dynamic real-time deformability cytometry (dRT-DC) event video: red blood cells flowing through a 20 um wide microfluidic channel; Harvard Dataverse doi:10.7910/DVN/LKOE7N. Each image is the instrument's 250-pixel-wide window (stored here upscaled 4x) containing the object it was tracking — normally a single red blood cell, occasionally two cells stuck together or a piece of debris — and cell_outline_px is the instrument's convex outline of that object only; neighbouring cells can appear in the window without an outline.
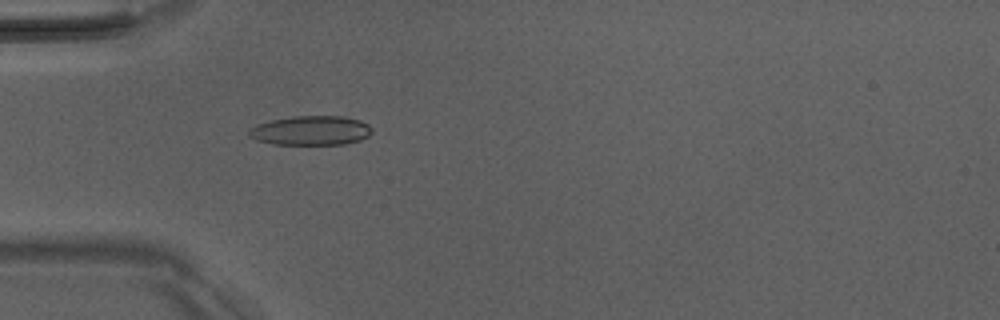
{"species": "Egyptian fruit bat (a non-hibernating species)", "species_latin": "Rousettus aegyptiacus", "temperature_condition": "room temperature", "stored_images_in_passage": 51, "camera_frame_rate_fps": 3000, "um_per_image_px": 0.085, "animal": {"sex": "male"}, "frame": {"image": 1, "passage_image": 16, "time_ms": 5.0, "image_size_px": [1000, 320], "cell_outline_px": [[372, 132], [368, 136], [360, 140], [344, 144], [276, 144], [256, 140], [248, 136], [248, 132], [256, 124], [272, 120], [292, 116], [344, 116], [360, 120], [368, 124], [372, 128]], "centroid_in_image_um": [26.44, 11.09], "position_along_channel_um": 58.6, "area_um2": 21.04}}
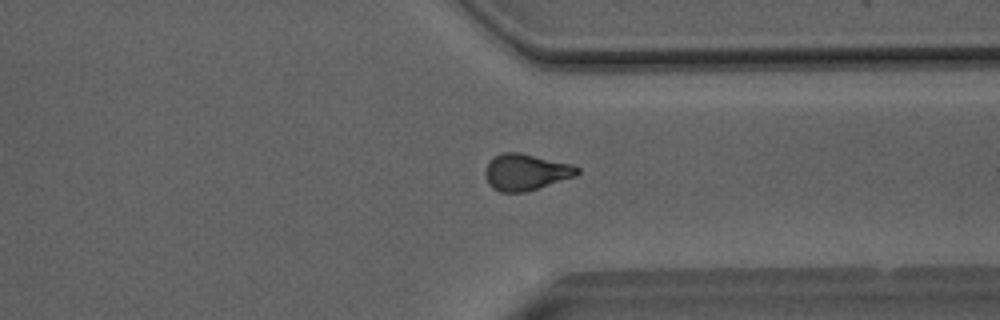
{"frame": {"image": 2, "passage_image": 39, "time_ms": 12.667, "image_size_px": [1000, 320], "cell_outline_px": [[580, 172], [576, 176], [524, 192], [500, 192], [492, 188], [488, 184], [484, 176], [484, 172], [488, 164], [496, 156], [504, 152], [520, 152], [572, 164], [580, 168]], "centroid_in_image_um": [44.7, 14.63], "position_along_channel_um": 366.7, "area_um2": 19.48}}
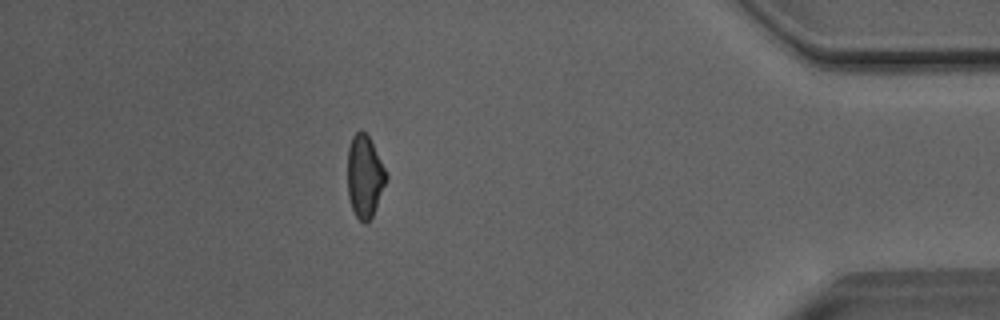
{"frame": {"image": 3, "passage_image": 45, "time_ms": 14.667, "image_size_px": [1000, 320], "cell_outline_px": [[388, 176], [372, 216], [364, 224], [356, 216], [352, 208], [348, 196], [348, 148], [352, 136], [360, 128], [368, 136]], "centroid_in_image_um": [30.97, 14.98], "position_along_channel_um": 404.2, "area_um2": 18.15}, "authors_computed_cell_mechanics": {"area_um2": 19.7676, "velocity_mm_per_s": 4.09, "shape_relaxation_time_tau1_ms": 8.3616, "shape_relaxation_time_tau2_ms": 2.6156, "deformation_change_tau1": 0.1922, "deformation_change_tau2": 0.0928}}